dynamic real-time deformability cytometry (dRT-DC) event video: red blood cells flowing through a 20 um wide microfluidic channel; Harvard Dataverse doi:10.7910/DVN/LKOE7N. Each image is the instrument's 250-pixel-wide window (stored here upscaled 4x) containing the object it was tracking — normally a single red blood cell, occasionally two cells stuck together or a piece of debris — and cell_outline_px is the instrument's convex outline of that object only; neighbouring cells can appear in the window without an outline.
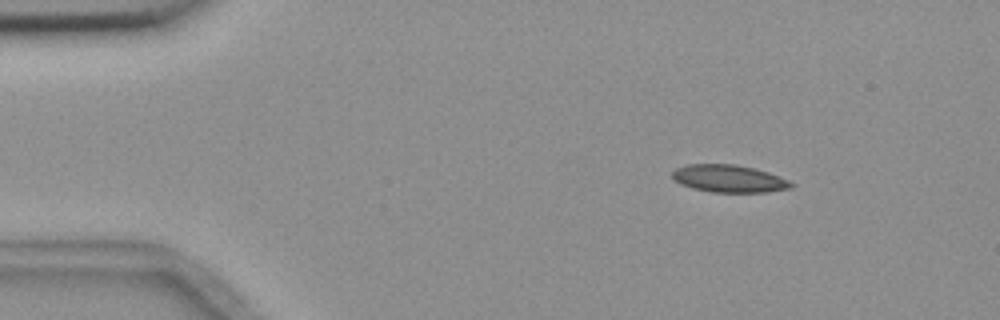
{"species": "common noctule bat (a hibernating species)", "species_latin": "Nyctalus noctula", "temperature_condition": "room temperature", "stored_images_in_passage": 4, "camera_frame_rate_fps": 3000, "um_per_image_px": 0.085, "animal": {"sex": "female", "body_mass_g": 18.4}, "frame": {"image": 1, "passage_image": 1, "time_ms": 0.0, "image_size_px": [1000, 320], "cell_outline_px": [[796, 184], [792, 188], [768, 192], [712, 192], [692, 188], [680, 184], [672, 180], [672, 172], [676, 168], [688, 164], [736, 164], [768, 172], [788, 180]], "centroid_in_image_um": [61.95, 15.19], "position_along_channel_um": 23.1, "area_um2": 19.13}}